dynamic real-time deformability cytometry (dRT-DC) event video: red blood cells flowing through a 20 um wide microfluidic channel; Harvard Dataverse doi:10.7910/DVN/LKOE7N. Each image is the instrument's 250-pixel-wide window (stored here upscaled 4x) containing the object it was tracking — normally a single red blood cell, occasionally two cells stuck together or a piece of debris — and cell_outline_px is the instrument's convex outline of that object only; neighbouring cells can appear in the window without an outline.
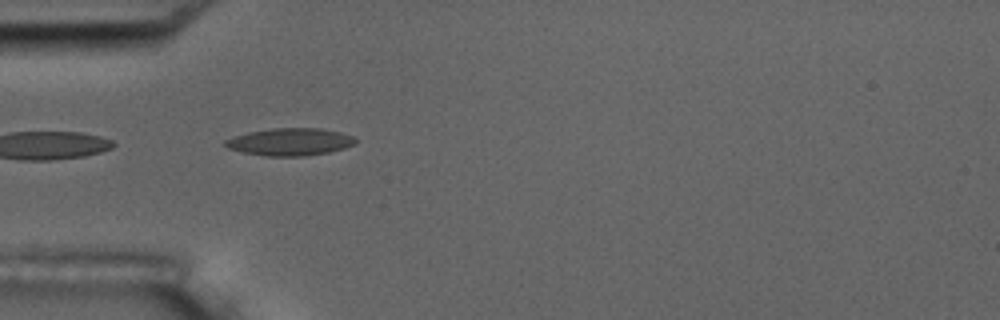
{"species": "common noctule bat (a hibernating species)", "species_latin": "Nyctalus noctula", "temperature_condition": "room temperature", "stored_images_in_passage": 3, "camera_frame_rate_fps": 3000, "um_per_image_px": 0.085, "animal": {"sex": "male", "body_mass_g": 17.5, "forearm_length_mm": 52.3}, "frame": {"image": 1, "passage_image": 1, "time_ms": 0.0, "image_size_px": [1000, 320], "cell_outline_px": [[356, 144], [344, 148], [328, 152], [304, 156], [268, 156], [244, 152], [228, 148], [224, 144], [224, 140], [232, 136], [248, 132], [272, 128], [320, 128], [340, 132], [356, 136]], "centroid_in_image_um": [24.67, 12.05], "position_along_channel_um": 60.3, "area_um2": 20.87}}